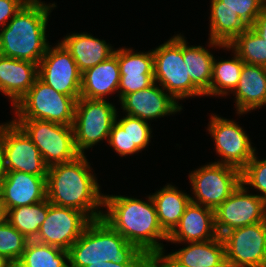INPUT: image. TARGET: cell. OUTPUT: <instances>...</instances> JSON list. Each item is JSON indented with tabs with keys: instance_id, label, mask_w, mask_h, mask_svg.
I'll return each instance as SVG.
<instances>
[{
	"instance_id": "obj_1",
	"label": "cell",
	"mask_w": 266,
	"mask_h": 267,
	"mask_svg": "<svg viewBox=\"0 0 266 267\" xmlns=\"http://www.w3.org/2000/svg\"><path fill=\"white\" fill-rule=\"evenodd\" d=\"M87 157L79 155L70 162L48 167L47 200L56 206L77 209L91 220H97L103 216L104 194Z\"/></svg>"
},
{
	"instance_id": "obj_2",
	"label": "cell",
	"mask_w": 266,
	"mask_h": 267,
	"mask_svg": "<svg viewBox=\"0 0 266 267\" xmlns=\"http://www.w3.org/2000/svg\"><path fill=\"white\" fill-rule=\"evenodd\" d=\"M134 196L104 194L102 218L128 242L151 253L164 248L168 235L161 228L154 202ZM162 242V243H161Z\"/></svg>"
},
{
	"instance_id": "obj_3",
	"label": "cell",
	"mask_w": 266,
	"mask_h": 267,
	"mask_svg": "<svg viewBox=\"0 0 266 267\" xmlns=\"http://www.w3.org/2000/svg\"><path fill=\"white\" fill-rule=\"evenodd\" d=\"M56 3L27 1L0 30V55L39 64L50 43L48 20Z\"/></svg>"
},
{
	"instance_id": "obj_4",
	"label": "cell",
	"mask_w": 266,
	"mask_h": 267,
	"mask_svg": "<svg viewBox=\"0 0 266 267\" xmlns=\"http://www.w3.org/2000/svg\"><path fill=\"white\" fill-rule=\"evenodd\" d=\"M154 82L159 84L178 104L186 98L205 96L187 75L183 59V34H174L152 49Z\"/></svg>"
},
{
	"instance_id": "obj_5",
	"label": "cell",
	"mask_w": 266,
	"mask_h": 267,
	"mask_svg": "<svg viewBox=\"0 0 266 267\" xmlns=\"http://www.w3.org/2000/svg\"><path fill=\"white\" fill-rule=\"evenodd\" d=\"M76 100L55 91L39 77L13 107L12 120H45L72 126Z\"/></svg>"
},
{
	"instance_id": "obj_6",
	"label": "cell",
	"mask_w": 266,
	"mask_h": 267,
	"mask_svg": "<svg viewBox=\"0 0 266 267\" xmlns=\"http://www.w3.org/2000/svg\"><path fill=\"white\" fill-rule=\"evenodd\" d=\"M109 100L79 98L72 124L77 151L85 155L95 145L108 141L118 108Z\"/></svg>"
},
{
	"instance_id": "obj_7",
	"label": "cell",
	"mask_w": 266,
	"mask_h": 267,
	"mask_svg": "<svg viewBox=\"0 0 266 267\" xmlns=\"http://www.w3.org/2000/svg\"><path fill=\"white\" fill-rule=\"evenodd\" d=\"M188 178L191 202L215 210L241 184V170L227 164L209 162L189 171Z\"/></svg>"
},
{
	"instance_id": "obj_8",
	"label": "cell",
	"mask_w": 266,
	"mask_h": 267,
	"mask_svg": "<svg viewBox=\"0 0 266 267\" xmlns=\"http://www.w3.org/2000/svg\"><path fill=\"white\" fill-rule=\"evenodd\" d=\"M39 149L49 167L66 163L81 155L75 146L73 128L45 120H13Z\"/></svg>"
},
{
	"instance_id": "obj_9",
	"label": "cell",
	"mask_w": 266,
	"mask_h": 267,
	"mask_svg": "<svg viewBox=\"0 0 266 267\" xmlns=\"http://www.w3.org/2000/svg\"><path fill=\"white\" fill-rule=\"evenodd\" d=\"M206 131L214 142L216 155L220 159L215 162L227 164L242 170L253 158L256 147H253L249 134L236 120L212 114Z\"/></svg>"
},
{
	"instance_id": "obj_10",
	"label": "cell",
	"mask_w": 266,
	"mask_h": 267,
	"mask_svg": "<svg viewBox=\"0 0 266 267\" xmlns=\"http://www.w3.org/2000/svg\"><path fill=\"white\" fill-rule=\"evenodd\" d=\"M218 236L243 226L266 221V201L250 193L243 184L214 210Z\"/></svg>"
},
{
	"instance_id": "obj_11",
	"label": "cell",
	"mask_w": 266,
	"mask_h": 267,
	"mask_svg": "<svg viewBox=\"0 0 266 267\" xmlns=\"http://www.w3.org/2000/svg\"><path fill=\"white\" fill-rule=\"evenodd\" d=\"M227 267H266V221L222 236Z\"/></svg>"
},
{
	"instance_id": "obj_12",
	"label": "cell",
	"mask_w": 266,
	"mask_h": 267,
	"mask_svg": "<svg viewBox=\"0 0 266 267\" xmlns=\"http://www.w3.org/2000/svg\"><path fill=\"white\" fill-rule=\"evenodd\" d=\"M0 141L7 172L47 176L48 166L39 149L13 120L0 123Z\"/></svg>"
},
{
	"instance_id": "obj_13",
	"label": "cell",
	"mask_w": 266,
	"mask_h": 267,
	"mask_svg": "<svg viewBox=\"0 0 266 267\" xmlns=\"http://www.w3.org/2000/svg\"><path fill=\"white\" fill-rule=\"evenodd\" d=\"M38 75L55 91L71 96L76 101L80 98L82 73L71 53L60 41L47 48L38 64Z\"/></svg>"
},
{
	"instance_id": "obj_14",
	"label": "cell",
	"mask_w": 266,
	"mask_h": 267,
	"mask_svg": "<svg viewBox=\"0 0 266 267\" xmlns=\"http://www.w3.org/2000/svg\"><path fill=\"white\" fill-rule=\"evenodd\" d=\"M92 220L83 212L49 202L47 216L34 239L37 242L68 250Z\"/></svg>"
},
{
	"instance_id": "obj_15",
	"label": "cell",
	"mask_w": 266,
	"mask_h": 267,
	"mask_svg": "<svg viewBox=\"0 0 266 267\" xmlns=\"http://www.w3.org/2000/svg\"><path fill=\"white\" fill-rule=\"evenodd\" d=\"M122 113L144 121L175 115L183 110L159 84L154 82L146 89L125 95L120 101Z\"/></svg>"
},
{
	"instance_id": "obj_16",
	"label": "cell",
	"mask_w": 266,
	"mask_h": 267,
	"mask_svg": "<svg viewBox=\"0 0 266 267\" xmlns=\"http://www.w3.org/2000/svg\"><path fill=\"white\" fill-rule=\"evenodd\" d=\"M120 67L118 98L148 88L154 83L153 52L134 51L133 48H117Z\"/></svg>"
},
{
	"instance_id": "obj_17",
	"label": "cell",
	"mask_w": 266,
	"mask_h": 267,
	"mask_svg": "<svg viewBox=\"0 0 266 267\" xmlns=\"http://www.w3.org/2000/svg\"><path fill=\"white\" fill-rule=\"evenodd\" d=\"M118 114L117 112L108 137L109 147L120 157L138 154L148 148L153 137L151 123L137 117L126 114L121 117Z\"/></svg>"
},
{
	"instance_id": "obj_18",
	"label": "cell",
	"mask_w": 266,
	"mask_h": 267,
	"mask_svg": "<svg viewBox=\"0 0 266 267\" xmlns=\"http://www.w3.org/2000/svg\"><path fill=\"white\" fill-rule=\"evenodd\" d=\"M47 176H36L20 171L7 172L0 186V198L6 212L24 205H33L47 198Z\"/></svg>"
},
{
	"instance_id": "obj_19",
	"label": "cell",
	"mask_w": 266,
	"mask_h": 267,
	"mask_svg": "<svg viewBox=\"0 0 266 267\" xmlns=\"http://www.w3.org/2000/svg\"><path fill=\"white\" fill-rule=\"evenodd\" d=\"M217 237L214 210L190 202L178 225L168 235L167 242L171 244L194 243L209 241Z\"/></svg>"
},
{
	"instance_id": "obj_20",
	"label": "cell",
	"mask_w": 266,
	"mask_h": 267,
	"mask_svg": "<svg viewBox=\"0 0 266 267\" xmlns=\"http://www.w3.org/2000/svg\"><path fill=\"white\" fill-rule=\"evenodd\" d=\"M38 77V64L0 55V92L9 98L12 108Z\"/></svg>"
},
{
	"instance_id": "obj_21",
	"label": "cell",
	"mask_w": 266,
	"mask_h": 267,
	"mask_svg": "<svg viewBox=\"0 0 266 267\" xmlns=\"http://www.w3.org/2000/svg\"><path fill=\"white\" fill-rule=\"evenodd\" d=\"M231 94L239 116L266 106V67L244 63L238 85Z\"/></svg>"
},
{
	"instance_id": "obj_22",
	"label": "cell",
	"mask_w": 266,
	"mask_h": 267,
	"mask_svg": "<svg viewBox=\"0 0 266 267\" xmlns=\"http://www.w3.org/2000/svg\"><path fill=\"white\" fill-rule=\"evenodd\" d=\"M119 82L120 67L116 48L107 60L82 72L80 97L106 100L110 94L117 93L118 96Z\"/></svg>"
},
{
	"instance_id": "obj_23",
	"label": "cell",
	"mask_w": 266,
	"mask_h": 267,
	"mask_svg": "<svg viewBox=\"0 0 266 267\" xmlns=\"http://www.w3.org/2000/svg\"><path fill=\"white\" fill-rule=\"evenodd\" d=\"M60 42L71 53L81 73L107 60L115 51L112 44L87 32H70Z\"/></svg>"
},
{
	"instance_id": "obj_24",
	"label": "cell",
	"mask_w": 266,
	"mask_h": 267,
	"mask_svg": "<svg viewBox=\"0 0 266 267\" xmlns=\"http://www.w3.org/2000/svg\"><path fill=\"white\" fill-rule=\"evenodd\" d=\"M150 196L156 208L159 224L169 235L178 225L186 207L191 202V197L189 193L179 190L171 183H166L158 191L150 193Z\"/></svg>"
},
{
	"instance_id": "obj_25",
	"label": "cell",
	"mask_w": 266,
	"mask_h": 267,
	"mask_svg": "<svg viewBox=\"0 0 266 267\" xmlns=\"http://www.w3.org/2000/svg\"><path fill=\"white\" fill-rule=\"evenodd\" d=\"M178 244L185 246L170 254L185 267H227L225 245L220 236L204 242Z\"/></svg>"
},
{
	"instance_id": "obj_26",
	"label": "cell",
	"mask_w": 266,
	"mask_h": 267,
	"mask_svg": "<svg viewBox=\"0 0 266 267\" xmlns=\"http://www.w3.org/2000/svg\"><path fill=\"white\" fill-rule=\"evenodd\" d=\"M208 48L222 49L229 45L248 26L240 19L237 12L229 9H209Z\"/></svg>"
},
{
	"instance_id": "obj_27",
	"label": "cell",
	"mask_w": 266,
	"mask_h": 267,
	"mask_svg": "<svg viewBox=\"0 0 266 267\" xmlns=\"http://www.w3.org/2000/svg\"><path fill=\"white\" fill-rule=\"evenodd\" d=\"M183 35V59L192 83L205 95L211 85L214 55L201 45H189Z\"/></svg>"
},
{
	"instance_id": "obj_28",
	"label": "cell",
	"mask_w": 266,
	"mask_h": 267,
	"mask_svg": "<svg viewBox=\"0 0 266 267\" xmlns=\"http://www.w3.org/2000/svg\"><path fill=\"white\" fill-rule=\"evenodd\" d=\"M141 250L128 242L103 218L99 219L100 262L129 263Z\"/></svg>"
},
{
	"instance_id": "obj_29",
	"label": "cell",
	"mask_w": 266,
	"mask_h": 267,
	"mask_svg": "<svg viewBox=\"0 0 266 267\" xmlns=\"http://www.w3.org/2000/svg\"><path fill=\"white\" fill-rule=\"evenodd\" d=\"M231 55L230 59L214 58L211 85L205 97L226 98L237 87L244 62L233 50Z\"/></svg>"
},
{
	"instance_id": "obj_30",
	"label": "cell",
	"mask_w": 266,
	"mask_h": 267,
	"mask_svg": "<svg viewBox=\"0 0 266 267\" xmlns=\"http://www.w3.org/2000/svg\"><path fill=\"white\" fill-rule=\"evenodd\" d=\"M69 267H86L100 262L99 219L92 220L68 249Z\"/></svg>"
},
{
	"instance_id": "obj_31",
	"label": "cell",
	"mask_w": 266,
	"mask_h": 267,
	"mask_svg": "<svg viewBox=\"0 0 266 267\" xmlns=\"http://www.w3.org/2000/svg\"><path fill=\"white\" fill-rule=\"evenodd\" d=\"M14 267H69L68 250L29 240Z\"/></svg>"
},
{
	"instance_id": "obj_32",
	"label": "cell",
	"mask_w": 266,
	"mask_h": 267,
	"mask_svg": "<svg viewBox=\"0 0 266 267\" xmlns=\"http://www.w3.org/2000/svg\"><path fill=\"white\" fill-rule=\"evenodd\" d=\"M49 208L47 198L33 205H24L7 211L6 220L29 240H34Z\"/></svg>"
},
{
	"instance_id": "obj_33",
	"label": "cell",
	"mask_w": 266,
	"mask_h": 267,
	"mask_svg": "<svg viewBox=\"0 0 266 267\" xmlns=\"http://www.w3.org/2000/svg\"><path fill=\"white\" fill-rule=\"evenodd\" d=\"M225 51L233 50L245 64L266 67V42L251 27L239 34L229 45H224Z\"/></svg>"
},
{
	"instance_id": "obj_34",
	"label": "cell",
	"mask_w": 266,
	"mask_h": 267,
	"mask_svg": "<svg viewBox=\"0 0 266 267\" xmlns=\"http://www.w3.org/2000/svg\"><path fill=\"white\" fill-rule=\"evenodd\" d=\"M28 241L7 220L0 224V255L13 267L21 259Z\"/></svg>"
},
{
	"instance_id": "obj_35",
	"label": "cell",
	"mask_w": 266,
	"mask_h": 267,
	"mask_svg": "<svg viewBox=\"0 0 266 267\" xmlns=\"http://www.w3.org/2000/svg\"><path fill=\"white\" fill-rule=\"evenodd\" d=\"M210 9H229L251 27L256 17L266 7V0H210Z\"/></svg>"
},
{
	"instance_id": "obj_36",
	"label": "cell",
	"mask_w": 266,
	"mask_h": 267,
	"mask_svg": "<svg viewBox=\"0 0 266 267\" xmlns=\"http://www.w3.org/2000/svg\"><path fill=\"white\" fill-rule=\"evenodd\" d=\"M257 154L255 151L253 158L241 170V184L247 189H256V194L266 201V159H259Z\"/></svg>"
},
{
	"instance_id": "obj_37",
	"label": "cell",
	"mask_w": 266,
	"mask_h": 267,
	"mask_svg": "<svg viewBox=\"0 0 266 267\" xmlns=\"http://www.w3.org/2000/svg\"><path fill=\"white\" fill-rule=\"evenodd\" d=\"M27 0H0V29L15 16Z\"/></svg>"
},
{
	"instance_id": "obj_38",
	"label": "cell",
	"mask_w": 266,
	"mask_h": 267,
	"mask_svg": "<svg viewBox=\"0 0 266 267\" xmlns=\"http://www.w3.org/2000/svg\"><path fill=\"white\" fill-rule=\"evenodd\" d=\"M165 249L149 253V267H185Z\"/></svg>"
},
{
	"instance_id": "obj_39",
	"label": "cell",
	"mask_w": 266,
	"mask_h": 267,
	"mask_svg": "<svg viewBox=\"0 0 266 267\" xmlns=\"http://www.w3.org/2000/svg\"><path fill=\"white\" fill-rule=\"evenodd\" d=\"M86 267H149V253L140 251L129 263L99 262Z\"/></svg>"
},
{
	"instance_id": "obj_40",
	"label": "cell",
	"mask_w": 266,
	"mask_h": 267,
	"mask_svg": "<svg viewBox=\"0 0 266 267\" xmlns=\"http://www.w3.org/2000/svg\"><path fill=\"white\" fill-rule=\"evenodd\" d=\"M251 28L266 42V7L256 17Z\"/></svg>"
},
{
	"instance_id": "obj_41",
	"label": "cell",
	"mask_w": 266,
	"mask_h": 267,
	"mask_svg": "<svg viewBox=\"0 0 266 267\" xmlns=\"http://www.w3.org/2000/svg\"><path fill=\"white\" fill-rule=\"evenodd\" d=\"M7 174L5 159H4V151L2 147V143L0 141V186L2 181L5 179Z\"/></svg>"
},
{
	"instance_id": "obj_42",
	"label": "cell",
	"mask_w": 266,
	"mask_h": 267,
	"mask_svg": "<svg viewBox=\"0 0 266 267\" xmlns=\"http://www.w3.org/2000/svg\"><path fill=\"white\" fill-rule=\"evenodd\" d=\"M6 215H7V212L0 198V224L6 220Z\"/></svg>"
},
{
	"instance_id": "obj_43",
	"label": "cell",
	"mask_w": 266,
	"mask_h": 267,
	"mask_svg": "<svg viewBox=\"0 0 266 267\" xmlns=\"http://www.w3.org/2000/svg\"><path fill=\"white\" fill-rule=\"evenodd\" d=\"M0 267H13L0 255Z\"/></svg>"
},
{
	"instance_id": "obj_44",
	"label": "cell",
	"mask_w": 266,
	"mask_h": 267,
	"mask_svg": "<svg viewBox=\"0 0 266 267\" xmlns=\"http://www.w3.org/2000/svg\"><path fill=\"white\" fill-rule=\"evenodd\" d=\"M27 1H30V2H37V1H42V0H27Z\"/></svg>"
}]
</instances>
